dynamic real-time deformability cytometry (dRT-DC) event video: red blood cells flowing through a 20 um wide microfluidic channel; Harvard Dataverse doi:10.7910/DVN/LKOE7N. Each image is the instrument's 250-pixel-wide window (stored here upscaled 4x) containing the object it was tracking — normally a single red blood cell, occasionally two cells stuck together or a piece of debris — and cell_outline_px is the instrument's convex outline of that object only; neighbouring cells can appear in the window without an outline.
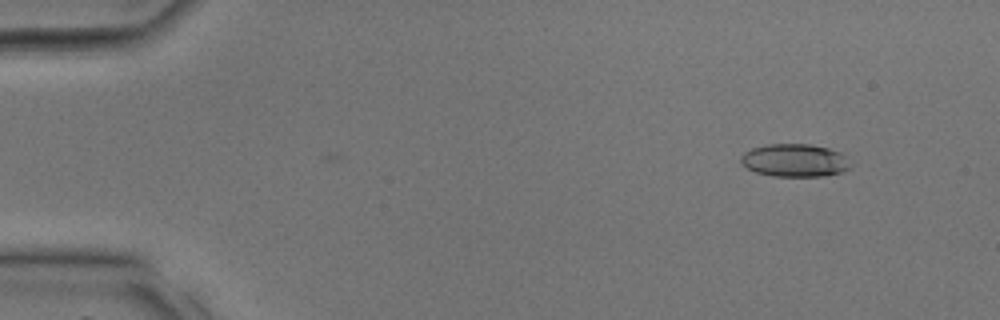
{"species": "common noctule bat (a hibernating species)", "species_latin": "Nyctalus noctula", "temperature_condition": "room temperature", "stored_images_in_passage": 33, "camera_frame_rate_fps": 3000, "um_per_image_px": 0.085, "animal": {"sex": "male", "body_mass_g": 17.9, "forearm_length_mm": 54.2}, "frame": {"image": 1, "passage_image": 1, "time_ms": 0.0, "image_size_px": [1000, 320], "cell_outline_px": [[848, 168], [840, 172], [824, 176], [772, 176], [756, 172], [740, 164], [740, 156], [744, 152], [752, 148], [768, 144], [808, 144], [828, 148], [840, 152], [844, 156]], "centroid_in_image_um": [67.47, 13.63], "position_along_channel_um": 17.5, "area_um2": 20.75}}
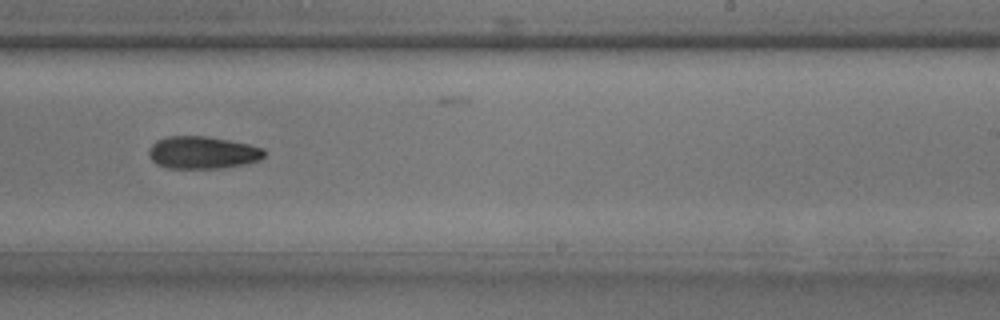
{"frame": {"image": 2, "passage_image": 20, "time_ms": 6.333, "image_size_px": [1000, 320], "cell_outline_px": [[264, 156], [260, 160], [220, 168], [168, 168], [156, 164], [152, 160], [148, 152], [152, 144], [156, 140], [164, 136], [204, 136], [228, 140], [248, 144], [264, 148]], "centroid_in_image_um": [17.18, 12.96], "position_along_channel_um": 271.8, "area_um2": 21.68}}
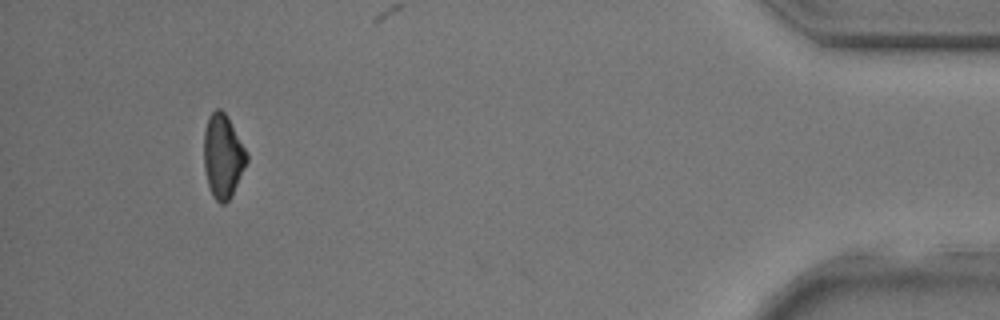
{"frame": {"image": 3, "passage_image": 31, "time_ms": 10.0, "image_size_px": [1000, 320], "cell_outline_px": [[248, 160], [232, 196], [224, 204], [220, 204], [212, 196], [208, 184], [204, 168], [204, 132], [208, 116], [216, 108], [220, 108], [224, 112], [248, 152]], "centroid_in_image_um": [18.95, 13.28], "position_along_channel_um": 416.3, "area_um2": 20.92}}